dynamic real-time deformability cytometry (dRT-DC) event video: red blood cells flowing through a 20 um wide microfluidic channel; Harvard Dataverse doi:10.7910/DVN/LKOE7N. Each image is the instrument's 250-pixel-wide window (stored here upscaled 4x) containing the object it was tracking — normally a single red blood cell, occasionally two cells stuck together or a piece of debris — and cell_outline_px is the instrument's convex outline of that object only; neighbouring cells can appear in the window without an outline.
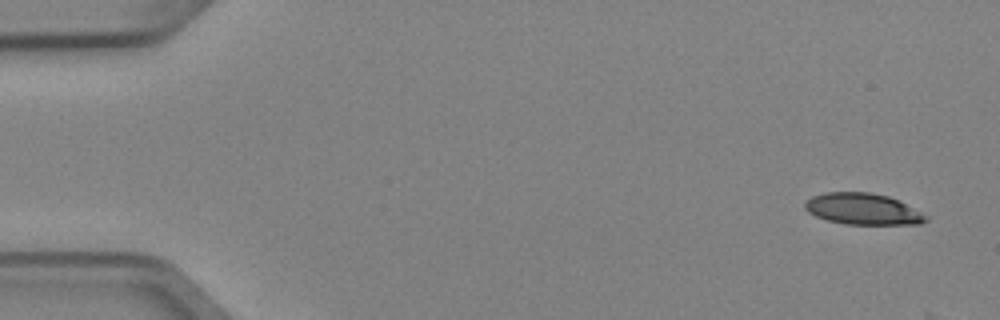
{"species": "Egyptian fruit bat (a non-hibernating species)", "species_latin": "Rousettus aegyptiacus", "temperature_condition": "cold", "stored_images_in_passage": 5, "camera_frame_rate_fps": 3000, "um_per_image_px": 0.085, "animal": {"sex": "female"}, "frame": {"image": 1, "passage_image": 1, "time_ms": 0.0, "image_size_px": [1000, 320], "cell_outline_px": [[928, 220], [920, 224], [844, 224], [828, 220], [816, 216], [808, 212], [804, 208], [804, 204], [812, 196], [824, 192], [868, 192], [888, 196], [928, 216]], "centroid_in_image_um": [73.31, 17.77], "position_along_channel_um": 11.7, "area_um2": 21.85}}